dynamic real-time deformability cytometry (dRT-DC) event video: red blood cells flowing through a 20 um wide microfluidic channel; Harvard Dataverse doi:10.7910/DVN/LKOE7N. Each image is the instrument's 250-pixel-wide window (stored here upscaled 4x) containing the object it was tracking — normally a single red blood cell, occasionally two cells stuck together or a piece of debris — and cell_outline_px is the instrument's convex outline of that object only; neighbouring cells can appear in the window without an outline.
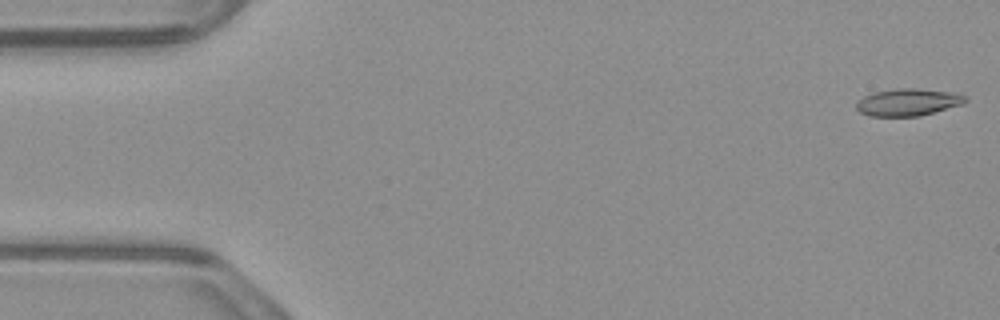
{"species": "common noctule bat (a hibernating species)", "species_latin": "Nyctalus noctula", "temperature_condition": "warm", "stored_images_in_passage": 53, "camera_frame_rate_fps": 3000, "um_per_image_px": 0.085, "animal": {"sex": "male", "body_mass_g": 23.1, "forearm_length_mm": 52.7}, "frame": {"image": 1, "passage_image": 1, "time_ms": 0.0, "image_size_px": [1000, 320], "cell_outline_px": [[968, 100], [964, 104], [920, 116], [868, 116], [860, 112], [856, 108], [856, 100], [864, 96], [876, 92], [896, 88], [916, 88], [948, 92], [968, 96]], "centroid_in_image_um": [77.18, 8.69], "position_along_channel_um": 7.8, "area_um2": 17.34}}
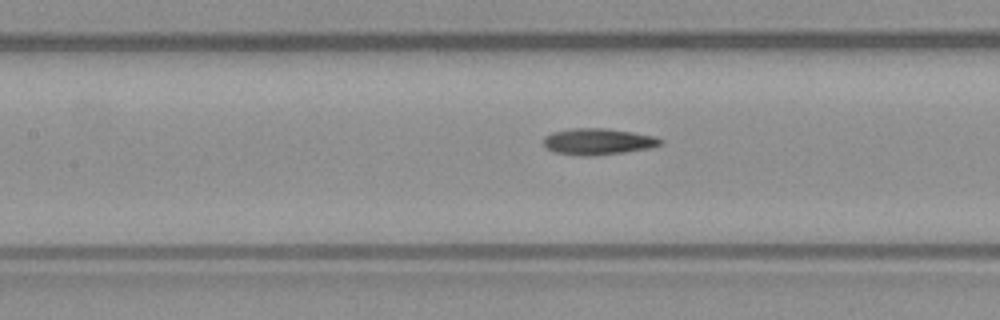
{"frame": {"image": 2, "passage_image": 23, "time_ms": 7.333, "image_size_px": [1000, 320], "cell_outline_px": [[664, 144], [652, 148], [624, 152], [592, 156], [580, 156], [552, 152], [544, 144], [544, 136], [552, 132], [572, 128], [604, 128], [632, 132], [656, 136], [664, 140]], "centroid_in_image_um": [50.87, 12.04], "position_along_channel_um": 156.5, "area_um2": 18.21}}
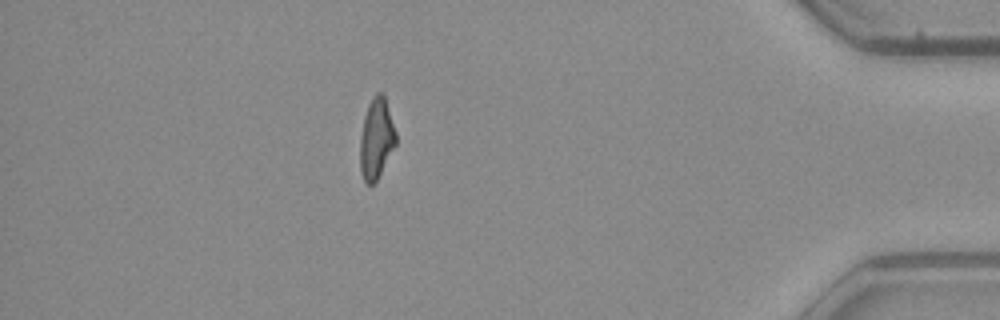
{"frame": {"image": 3, "passage_image": 46, "time_ms": 15.0, "image_size_px": [1000, 320], "cell_outline_px": [[396, 144], [376, 180], [372, 184], [368, 184], [364, 180], [360, 172], [360, 136], [364, 116], [368, 104], [372, 96], [376, 92], [384, 92], [396, 132]], "centroid_in_image_um": [31.98, 11.72], "position_along_channel_um": 403.2, "area_um2": 16.88}, "authors_computed_cell_mechanics": {"area_um2": 17.3978, "velocity_mm_per_s": 3.8968, "shape_relaxation_time_tau1_ms": null, "shape_relaxation_time_tau2_ms": 4.4537, "deformation_change_tau1": null, "deformation_change_tau2": 0.1471}}